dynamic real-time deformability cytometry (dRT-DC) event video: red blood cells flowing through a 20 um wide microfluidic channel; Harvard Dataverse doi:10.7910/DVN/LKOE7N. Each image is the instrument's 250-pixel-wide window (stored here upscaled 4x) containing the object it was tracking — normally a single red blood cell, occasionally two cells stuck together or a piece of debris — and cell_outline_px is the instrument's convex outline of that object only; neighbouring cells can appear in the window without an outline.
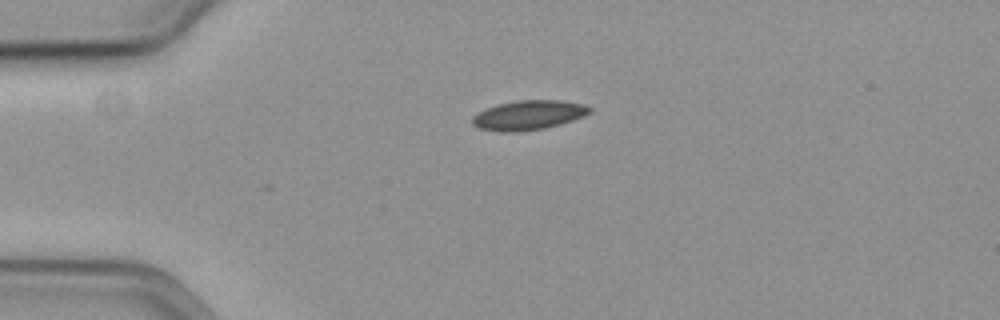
{"species": "common noctule bat (a hibernating species)", "species_latin": "Nyctalus noctula", "temperature_condition": "cold", "stored_images_in_passage": 2, "camera_frame_rate_fps": 3000, "um_per_image_px": 0.085, "animal": {"sex": "female", "body_mass_g": 19.3, "forearm_length_mm": 54.1}, "frame": {"image": 1, "passage_image": 2, "time_ms": 0.333, "image_size_px": [1000, 320], "cell_outline_px": [[592, 112], [584, 116], [560, 124], [544, 128], [520, 132], [500, 132], [480, 128], [472, 124], [472, 116], [484, 108], [496, 104], [516, 100], [560, 100], [584, 104], [592, 108]], "centroid_in_image_um": [44.91, 9.78], "position_along_channel_um": 40.1, "area_um2": 20.4}}